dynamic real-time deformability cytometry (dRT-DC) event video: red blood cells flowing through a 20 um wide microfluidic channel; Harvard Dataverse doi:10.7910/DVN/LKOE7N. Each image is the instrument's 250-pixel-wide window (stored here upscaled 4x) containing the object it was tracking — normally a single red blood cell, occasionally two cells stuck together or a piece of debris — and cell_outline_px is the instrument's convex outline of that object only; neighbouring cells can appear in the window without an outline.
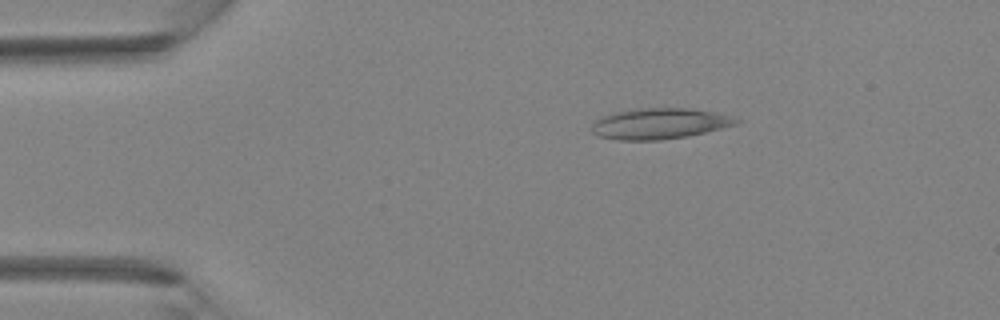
{"species": "Egyptian fruit bat (a non-hibernating species)", "species_latin": "Rousettus aegyptiacus", "temperature_condition": "room temperature", "stored_images_in_passage": 5, "camera_frame_rate_fps": 3000, "um_per_image_px": 0.085, "animal": {"sex": "female"}, "frame": {"image": 1, "passage_image": 5, "time_ms": 1.333, "image_size_px": [1000, 320], "cell_outline_px": [[744, 120], [736, 124], [688, 136], [660, 140], [616, 140], [596, 136], [592, 132], [592, 124], [596, 120], [612, 112], [640, 108], [688, 108], [712, 112], [732, 116]], "centroid_in_image_um": [56.03, 10.51], "position_along_channel_um": 29.0, "area_um2": 25.95}}